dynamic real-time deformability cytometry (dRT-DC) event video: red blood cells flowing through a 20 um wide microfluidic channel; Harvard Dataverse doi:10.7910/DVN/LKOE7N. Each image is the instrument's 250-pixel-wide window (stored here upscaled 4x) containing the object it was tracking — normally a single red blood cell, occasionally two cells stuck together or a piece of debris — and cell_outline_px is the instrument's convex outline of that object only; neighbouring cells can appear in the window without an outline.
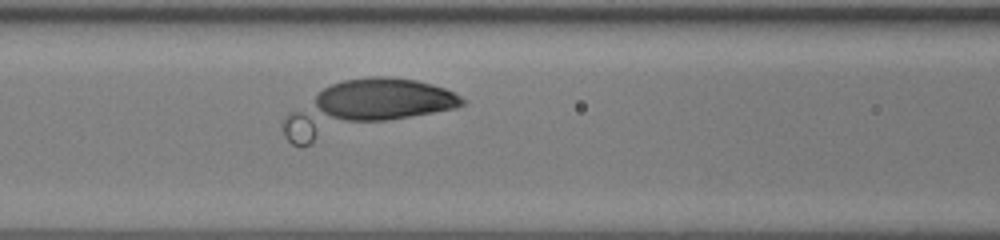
{"species": "human", "species_latin": "Homo sapiens", "temperature_condition": "room temperature", "stored_images_in_passage": 40, "camera_frame_rate_fps": 3000, "um_per_image_px": 0.085, "donor": {"sex": "female"}, "frame": {"image": 1, "passage_image": 10, "time_ms": 3.0, "image_size_px": [1000, 240], "cell_outline_px": [[464, 104], [456, 108], [308, 144], [292, 144], [284, 136], [284, 116], [288, 112], [324, 88], [332, 84], [344, 80], [372, 76], [388, 76], [416, 80], [432, 84], [444, 88], [460, 96], [464, 100]], "centroid_in_image_um": [30.98, 9.11], "position_along_channel_um": 135.6, "area_um2": 53.47}}
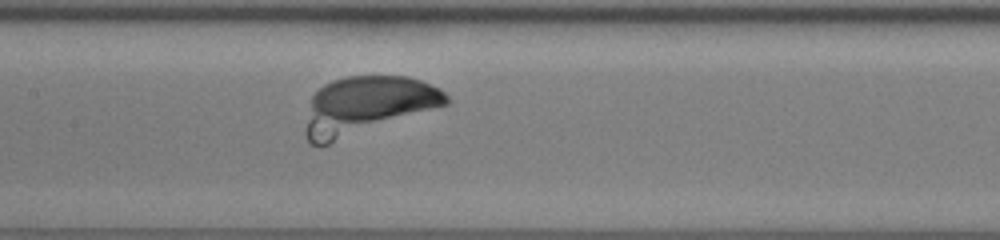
{"frame": {"image": 2, "passage_image": 13, "time_ms": 4.0, "image_size_px": [1000, 240], "cell_outline_px": [[452, 100], [448, 104], [328, 144], [312, 144], [308, 140], [304, 132], [304, 128], [312, 96], [324, 84], [332, 80], [348, 76], [408, 76], [420, 80], [440, 88]], "centroid_in_image_um": [31.2, 8.95], "position_along_channel_um": 176.2, "area_um2": 47.11}}
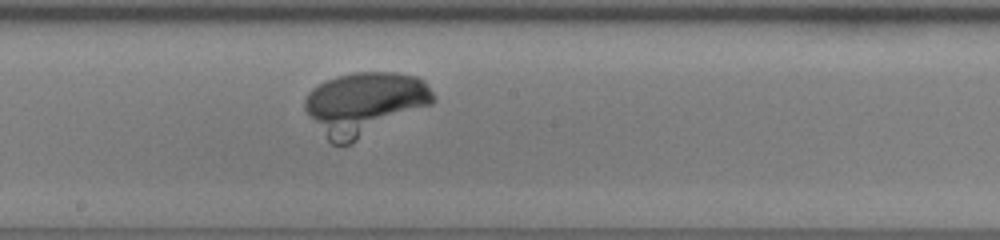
{"frame": {"image": 3, "passage_image": 16, "time_ms": 5.0, "image_size_px": [1000, 240], "cell_outline_px": [[436, 100], [432, 104], [348, 144], [332, 144], [328, 140], [304, 108], [304, 100], [308, 92], [312, 88], [324, 80], [336, 76], [352, 72], [396, 72], [416, 76], [424, 80], [432, 92]], "centroid_in_image_um": [30.99, 8.76], "position_along_channel_um": 217.2, "area_um2": 46.64}}